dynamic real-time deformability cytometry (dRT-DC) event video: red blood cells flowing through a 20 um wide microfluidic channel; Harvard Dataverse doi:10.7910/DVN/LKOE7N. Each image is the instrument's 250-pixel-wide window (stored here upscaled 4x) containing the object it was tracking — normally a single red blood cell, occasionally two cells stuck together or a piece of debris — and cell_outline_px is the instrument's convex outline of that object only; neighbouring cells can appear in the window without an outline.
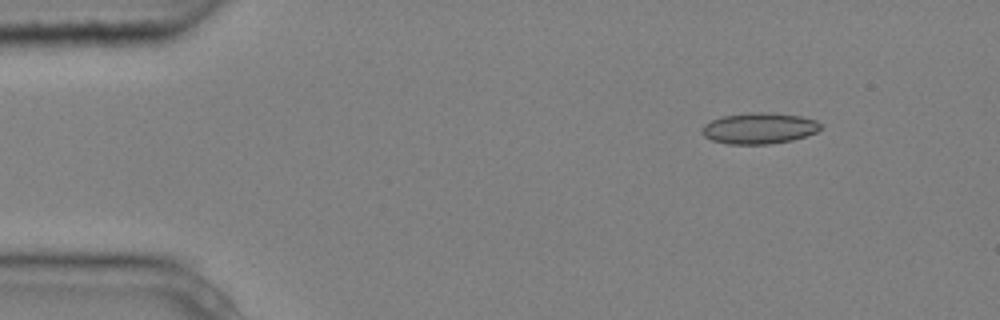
{"species": "common noctule bat (a hibernating species)", "species_latin": "Nyctalus noctula", "temperature_condition": "cold", "stored_images_in_passage": 5, "camera_frame_rate_fps": 3000, "um_per_image_px": 0.085, "animal": {"sex": "male", "body_mass_g": 20.4}, "frame": {"image": 1, "passage_image": 1, "time_ms": 0.0, "image_size_px": [1000, 320], "cell_outline_px": [[820, 128], [816, 132], [792, 140], [768, 144], [728, 144], [712, 140], [704, 136], [700, 132], [700, 128], [704, 124], [712, 120], [724, 116], [752, 112], [764, 112], [800, 116], [816, 120], [820, 124]], "centroid_in_image_um": [64.48, 10.91], "position_along_channel_um": 20.5, "area_um2": 21.33}}
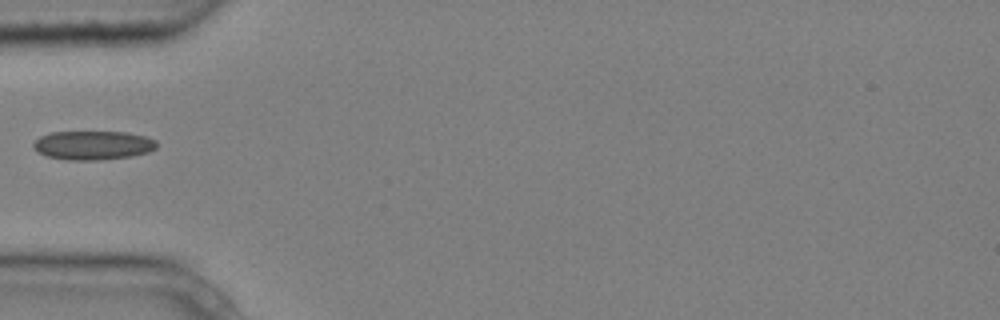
{"frame": {"image": 2, "passage_image": 4, "time_ms": 1.0, "image_size_px": [1000, 320], "cell_outline_px": [[156, 148], [148, 152], [132, 156], [96, 160], [68, 160], [48, 156], [32, 148], [32, 144], [40, 136], [48, 132], [128, 132], [144, 136], [156, 140]], "centroid_in_image_um": [7.89, 12.34], "position_along_channel_um": 77.1, "area_um2": 20.75}}
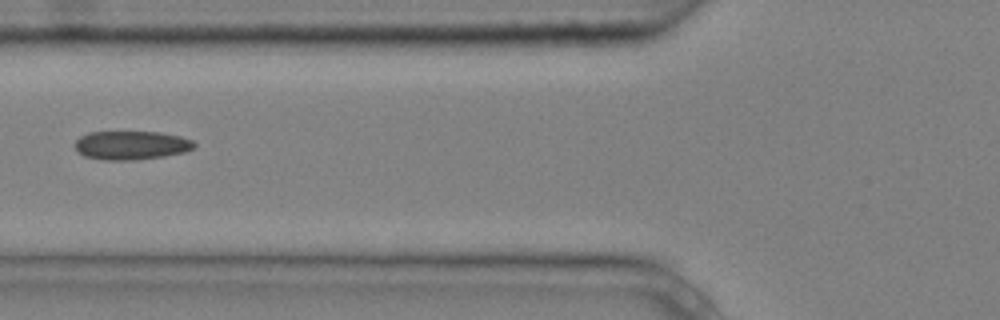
{"frame": {"image": 3, "passage_image": 5, "time_ms": 1.333, "image_size_px": [1000, 320], "cell_outline_px": [[196, 148], [184, 152], [164, 156], [136, 160], [104, 160], [84, 156], [76, 152], [72, 144], [80, 136], [88, 132], [160, 132], [180, 136], [192, 140], [196, 144]], "centroid_in_image_um": [11.12, 12.35], "position_along_channel_um": 114.7, "area_um2": 20.29}}